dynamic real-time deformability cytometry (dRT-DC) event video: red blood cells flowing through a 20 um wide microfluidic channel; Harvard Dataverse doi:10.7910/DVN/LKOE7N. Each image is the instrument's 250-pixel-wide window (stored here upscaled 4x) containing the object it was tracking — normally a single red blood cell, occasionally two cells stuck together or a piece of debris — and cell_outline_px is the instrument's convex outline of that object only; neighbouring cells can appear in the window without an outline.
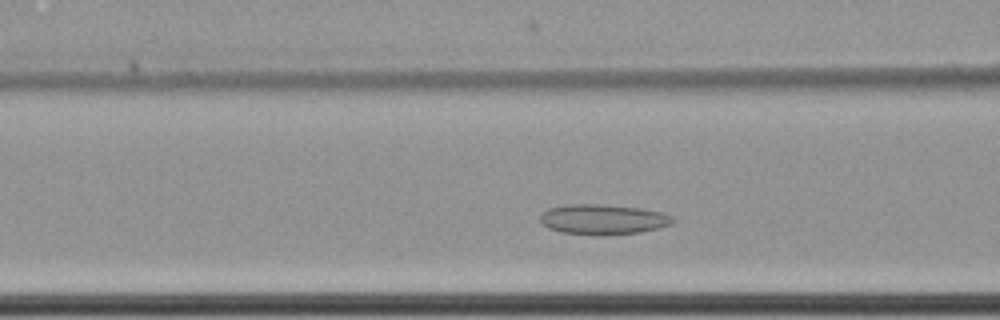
{"species": "common noctule bat (a hibernating species)", "species_latin": "Nyctalus noctula", "temperature_condition": "cold", "stored_images_in_passage": 47, "camera_frame_rate_fps": 3000, "um_per_image_px": 0.085, "animal": {"sex": "female", "body_mass_g": 22.7, "forearm_length_mm": 54.2}, "frame": {"image": 1, "passage_image": 19, "time_ms": 6.0, "image_size_px": [1000, 320], "cell_outline_px": [[676, 220], [672, 224], [660, 228], [640, 232], [592, 236], [560, 232], [548, 228], [540, 220], [540, 216], [548, 208], [568, 204], [604, 204], [640, 208], [664, 212], [672, 216]], "centroid_in_image_um": [51.29, 18.65], "position_along_channel_um": 115.3, "area_um2": 23.64}}
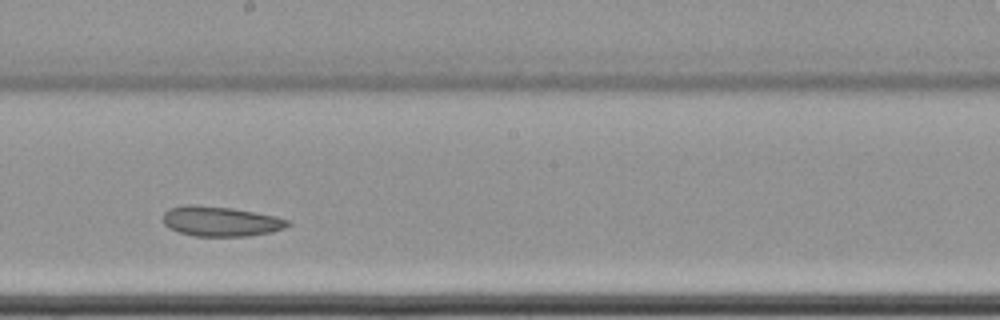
{"frame": {"image": 2, "passage_image": 29, "time_ms": 9.333, "image_size_px": [1000, 320], "cell_outline_px": [[292, 224], [284, 228], [272, 232], [248, 236], [196, 236], [180, 232], [168, 228], [164, 224], [164, 212], [168, 208], [184, 204], [196, 204], [232, 208], [276, 216], [292, 220]], "centroid_in_image_um": [18.78, 18.8], "position_along_channel_um": 229.4, "area_um2": 22.02}}
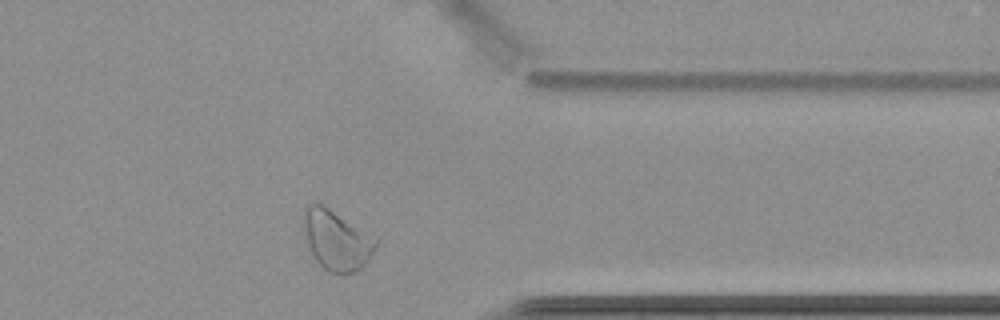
{"frame": {"image": 3, "passage_image": 43, "time_ms": 14.0, "image_size_px": [1000, 320], "cell_outline_px": [[380, 240], [376, 248], [364, 264], [356, 272], [344, 276], [328, 272], [312, 256], [304, 240], [300, 224], [304, 208], [312, 200], [324, 204]], "centroid_in_image_um": [28.53, 20.38], "position_along_channel_um": 382.9, "area_um2": 26.36}, "authors_computed_cell_mechanics": {"area_um2": 23.5246, "velocity_mm_per_s": 3.4311, "shape_relaxation_time_tau1_ms": null, "shape_relaxation_time_tau2_ms": 4.9901, "deformation_change_tau1": null, "deformation_change_tau2": 0.0903}}